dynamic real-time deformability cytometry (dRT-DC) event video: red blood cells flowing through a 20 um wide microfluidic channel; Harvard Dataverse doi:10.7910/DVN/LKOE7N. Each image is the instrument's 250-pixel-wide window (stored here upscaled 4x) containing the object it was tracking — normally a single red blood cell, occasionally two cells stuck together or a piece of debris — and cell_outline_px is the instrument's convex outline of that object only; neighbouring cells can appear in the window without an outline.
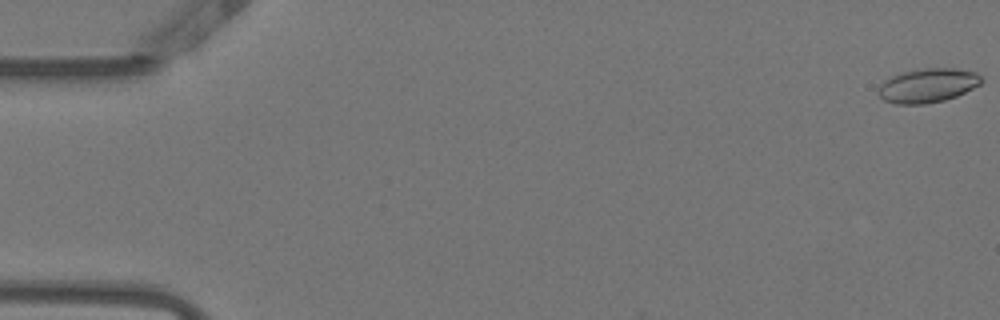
{"species": "Egyptian fruit bat (a non-hibernating species)", "species_latin": "Rousettus aegyptiacus", "temperature_condition": "warm", "stored_images_in_passage": 54, "camera_frame_rate_fps": 3000, "um_per_image_px": 0.085, "animal": {"sex": "female"}, "frame": {"image": 1, "passage_image": 1, "time_ms": 0.0, "image_size_px": [1000, 320], "cell_outline_px": [[984, 80], [980, 84], [956, 96], [944, 100], [924, 104], [896, 104], [884, 100], [876, 92], [880, 84], [884, 80], [900, 72], [924, 68], [956, 68], [976, 72]], "centroid_in_image_um": [78.83, 7.25], "position_along_channel_um": 6.2, "area_um2": 20.58}}
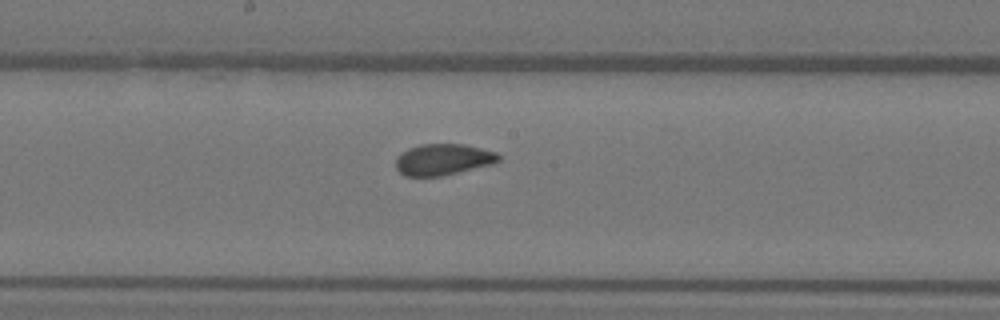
{"frame": {"image": 2, "passage_image": 29, "time_ms": 9.333, "image_size_px": [1000, 320], "cell_outline_px": [[500, 160], [492, 164], [440, 176], [404, 176], [396, 168], [396, 156], [408, 148], [420, 144], [464, 144], [496, 152], [500, 156]], "centroid_in_image_um": [37.63, 13.55], "position_along_channel_um": 210.6, "area_um2": 18.67}}
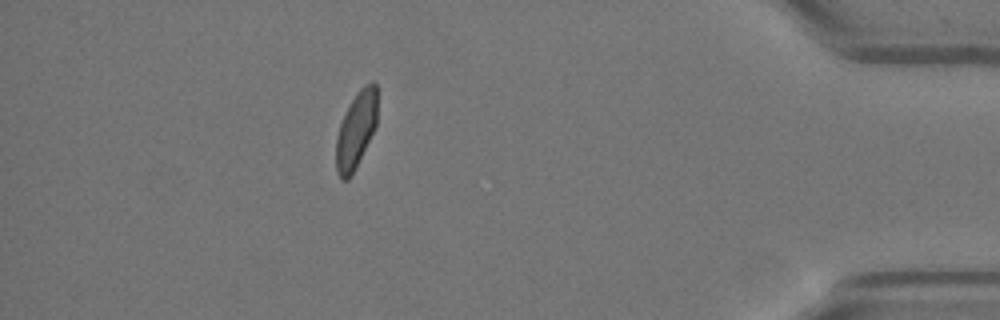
{"frame": {"image": 3, "passage_image": 48, "time_ms": 15.667, "image_size_px": [1000, 320], "cell_outline_px": [[376, 124], [356, 168], [352, 176], [348, 180], [340, 180], [336, 172], [336, 140], [340, 124], [356, 92], [364, 84], [372, 80], [376, 84]], "centroid_in_image_um": [30.25, 11.09], "position_along_channel_um": 405.0, "area_um2": 18.21}, "authors_computed_cell_mechanics": {"area_um2": 19.3341, "velocity_mm_per_s": 3.8182, "shape_relaxation_time_tau1_ms": 8.5435, "shape_relaxation_time_tau2_ms": 0.6004, "deformation_change_tau1": 0.1473, "deformation_change_tau2": 0.0517}}